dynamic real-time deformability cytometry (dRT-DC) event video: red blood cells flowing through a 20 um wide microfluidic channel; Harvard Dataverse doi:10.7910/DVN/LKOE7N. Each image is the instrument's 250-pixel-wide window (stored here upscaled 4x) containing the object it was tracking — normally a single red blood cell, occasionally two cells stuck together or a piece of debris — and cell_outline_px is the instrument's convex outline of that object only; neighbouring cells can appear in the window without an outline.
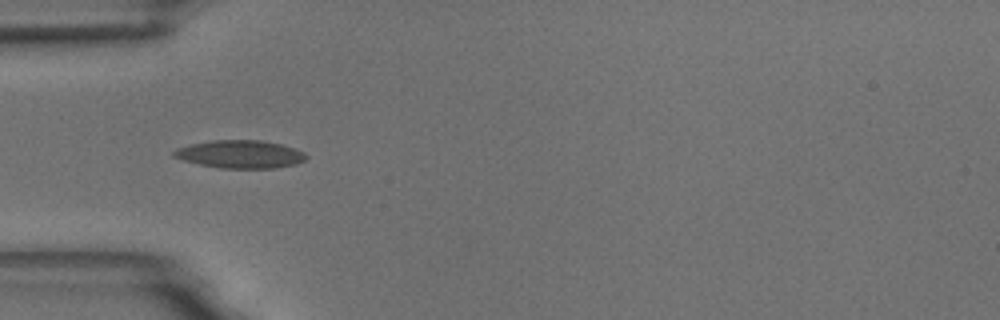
{"species": "common noctule bat (a hibernating species)", "species_latin": "Nyctalus noctula", "temperature_condition": "room temperature", "stored_images_in_passage": 45, "camera_frame_rate_fps": 3000, "um_per_image_px": 0.085, "animal": {"sex": "male", "body_mass_g": 18.8}, "frame": {"image": 1, "passage_image": 7, "time_ms": 2.0, "image_size_px": [1000, 320], "cell_outline_px": [[308, 156], [304, 160], [296, 164], [276, 168], [220, 168], [200, 164], [184, 160], [172, 156], [172, 152], [176, 148], [192, 144], [212, 140], [260, 140], [280, 144], [304, 152]], "centroid_in_image_um": [20.41, 13.11], "position_along_channel_um": 64.6, "area_um2": 21.39}, "authors_computed_cell_mechanics": {"area_um2": 19.3052, "velocity_mm_per_s": 3.6935, "shape_relaxation_time_tau1_ms": null, "shape_relaxation_time_tau2_ms": 2.0126, "deformation_change_tau1": null, "deformation_change_tau2": 0.0876}}